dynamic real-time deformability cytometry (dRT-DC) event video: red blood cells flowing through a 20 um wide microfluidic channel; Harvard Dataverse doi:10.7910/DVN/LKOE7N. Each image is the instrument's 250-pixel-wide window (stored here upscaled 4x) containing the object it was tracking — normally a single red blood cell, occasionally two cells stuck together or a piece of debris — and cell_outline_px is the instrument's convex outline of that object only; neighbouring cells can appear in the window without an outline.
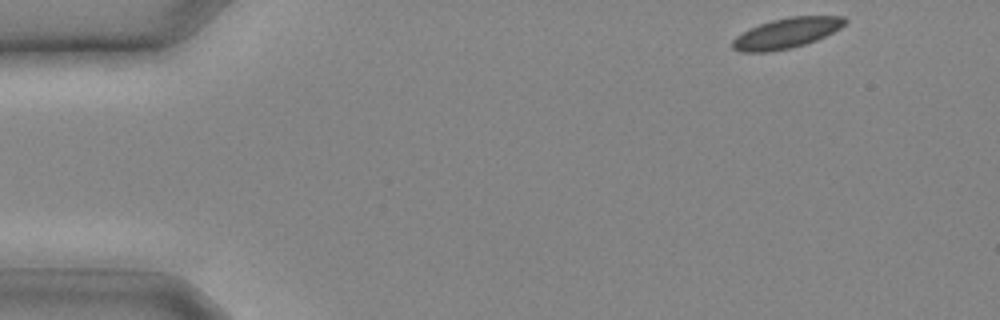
{"species": "common noctule bat (a hibernating species)", "species_latin": "Nyctalus noctula", "temperature_condition": "cold", "stored_images_in_passage": 22, "camera_frame_rate_fps": 3000, "um_per_image_px": 0.085, "animal": {"sex": "male", "body_mass_g": 20.4}, "frame": {"image": 1, "passage_image": 1, "time_ms": 0.0, "image_size_px": [1000, 320], "cell_outline_px": [[848, 20], [840, 28], [816, 40], [792, 48], [768, 52], [740, 52], [732, 48], [732, 40], [736, 36], [760, 24], [772, 20], [792, 16], [844, 16]], "centroid_in_image_um": [66.85, 2.82], "position_along_channel_um": 18.2, "area_um2": 19.65}}
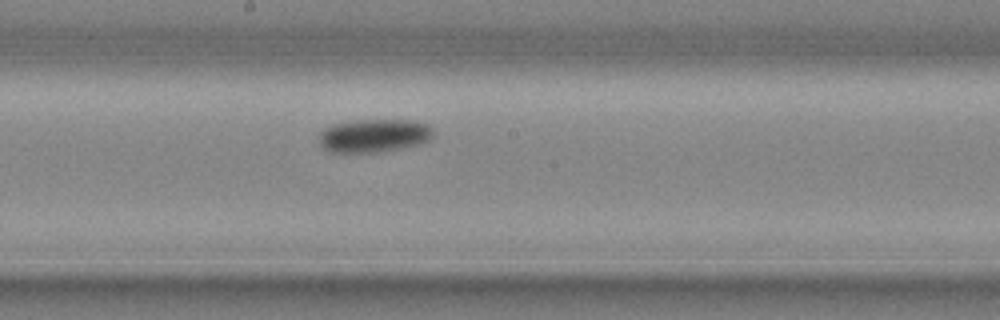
{"frame": {"image": 2, "passage_image": 13, "time_ms": 4.0, "image_size_px": [1000, 320], "cell_outline_px": [[432, 136], [424, 144], [380, 152], [328, 152], [320, 144], [320, 132], [324, 128], [332, 124], [356, 120], [416, 120], [428, 124], [432, 128]], "centroid_in_image_um": [31.81, 11.52], "position_along_channel_um": 216.4, "area_um2": 22.37}}
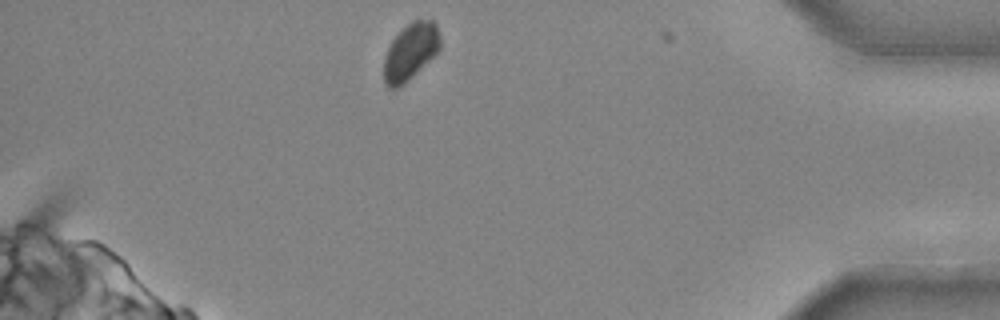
{"frame": {"image": 3, "passage_image": 22, "time_ms": 7.0, "image_size_px": [1000, 320], "cell_outline_px": [[440, 48], [428, 60], [396, 88], [388, 88], [384, 84], [384, 56], [392, 40], [412, 20], [432, 20], [436, 24], [440, 36]], "centroid_in_image_um": [34.87, 4.35], "position_along_channel_um": 400.3, "area_um2": 17.86}}